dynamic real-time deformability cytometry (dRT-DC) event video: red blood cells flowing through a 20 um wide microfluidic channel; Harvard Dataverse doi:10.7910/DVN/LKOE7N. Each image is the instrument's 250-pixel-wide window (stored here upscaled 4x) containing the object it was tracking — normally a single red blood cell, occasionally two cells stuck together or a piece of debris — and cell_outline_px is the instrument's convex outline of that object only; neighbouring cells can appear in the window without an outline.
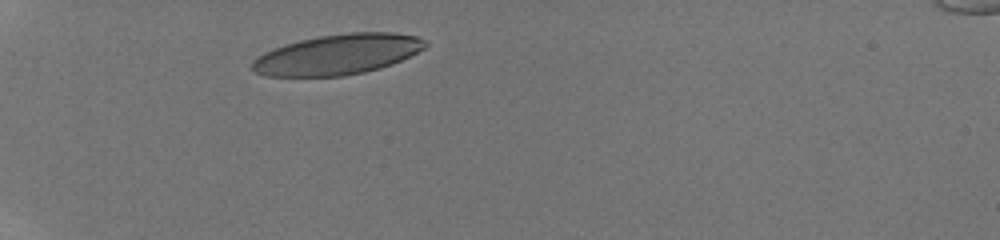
{"species": "human", "species_latin": "Homo sapiens", "temperature_condition": "room temperature", "stored_images_in_passage": 3, "camera_frame_rate_fps": 3000, "um_per_image_px": 0.085, "donor": {"sex": "male"}, "frame": {"image": 1, "passage_image": 1, "time_ms": 0.0, "image_size_px": [1000, 240], "cell_outline_px": [[428, 44], [424, 48], [392, 64], [380, 68], [364, 72], [344, 76], [264, 76], [256, 72], [252, 68], [252, 60], [264, 52], [272, 48], [284, 44], [300, 40], [320, 36], [348, 32], [392, 32], [416, 36], [424, 40]], "centroid_in_image_um": [28.67, 4.62], "position_along_channel_um": 56.3, "area_um2": 40.58}}
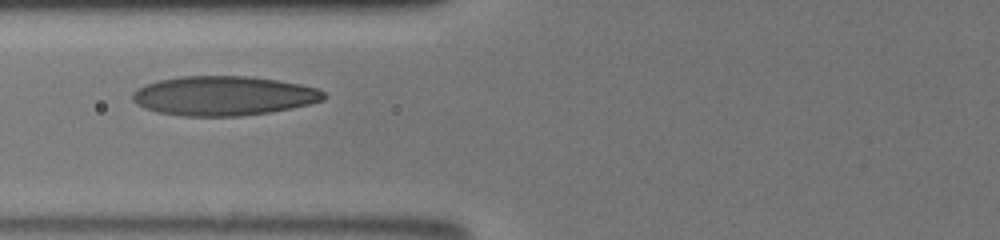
{"frame": {"image": 2, "passage_image": 3, "time_ms": 2.0, "image_size_px": [1000, 240], "cell_outline_px": [[328, 96], [324, 100], [292, 108], [272, 112], [240, 116], [180, 116], [156, 112], [144, 108], [136, 104], [132, 100], [132, 92], [136, 88], [144, 84], [156, 80], [180, 76], [252, 76], [300, 84], [316, 88], [324, 92]], "centroid_in_image_um": [18.96, 8.14], "position_along_channel_um": 106.8, "area_um2": 44.45}}